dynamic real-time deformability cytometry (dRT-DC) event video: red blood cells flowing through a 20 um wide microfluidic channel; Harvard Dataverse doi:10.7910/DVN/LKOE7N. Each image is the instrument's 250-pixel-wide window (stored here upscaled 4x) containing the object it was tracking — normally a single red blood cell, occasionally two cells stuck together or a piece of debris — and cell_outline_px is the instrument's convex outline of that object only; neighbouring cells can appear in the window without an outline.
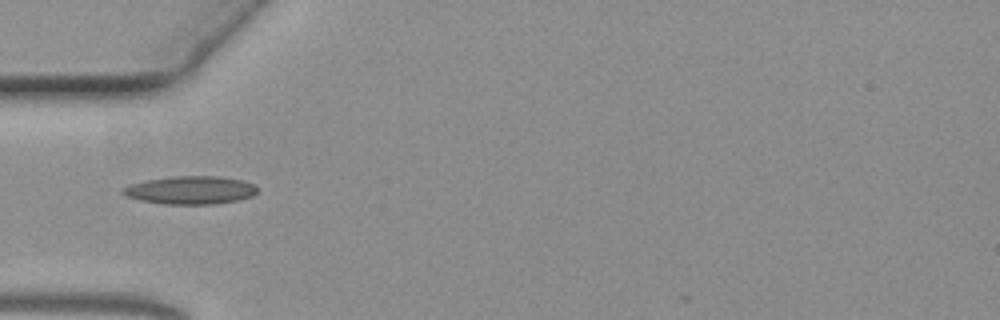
{"species": "common noctule bat (a hibernating species)", "species_latin": "Nyctalus noctula", "temperature_condition": "warm", "stored_images_in_passage": 37, "camera_frame_rate_fps": 3000, "um_per_image_px": 0.085, "animal": {"sex": "female", "body_mass_g": 19.3, "forearm_length_mm": 54.1}, "frame": {"image": 1, "passage_image": 1, "time_ms": 0.0, "image_size_px": [1000, 320], "cell_outline_px": [[256, 192], [252, 196], [240, 200], [216, 204], [164, 204], [140, 200], [124, 196], [120, 192], [124, 188], [132, 184], [144, 180], [172, 176], [216, 176], [244, 180], [252, 184], [256, 188]], "centroid_in_image_um": [16.17, 16.16], "position_along_channel_um": 68.8, "area_um2": 22.08}}
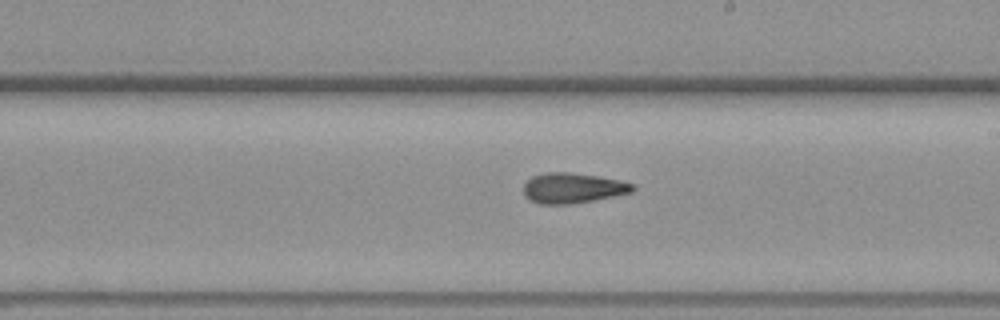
{"frame": {"image": 2, "passage_image": 16, "time_ms": 5.0, "image_size_px": [1000, 320], "cell_outline_px": [[636, 188], [632, 192], [572, 204], [536, 204], [528, 200], [524, 196], [524, 184], [532, 176], [544, 172], [568, 172], [600, 176], [620, 180], [636, 184]], "centroid_in_image_um": [48.67, 15.98], "position_along_channel_um": 240.3, "area_um2": 19.48}}
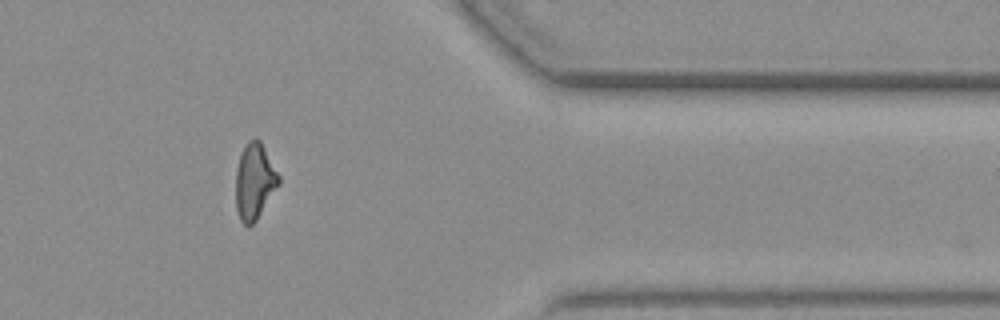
{"frame": {"image": 3, "passage_image": 31, "time_ms": 10.0, "image_size_px": [1000, 320], "cell_outline_px": [[280, 184], [256, 220], [252, 224], [244, 224], [240, 220], [236, 208], [236, 168], [240, 156], [248, 140], [256, 136], [260, 140], [280, 176]], "centroid_in_image_um": [21.64, 15.39], "position_along_channel_um": 389.8, "area_um2": 18.96}}